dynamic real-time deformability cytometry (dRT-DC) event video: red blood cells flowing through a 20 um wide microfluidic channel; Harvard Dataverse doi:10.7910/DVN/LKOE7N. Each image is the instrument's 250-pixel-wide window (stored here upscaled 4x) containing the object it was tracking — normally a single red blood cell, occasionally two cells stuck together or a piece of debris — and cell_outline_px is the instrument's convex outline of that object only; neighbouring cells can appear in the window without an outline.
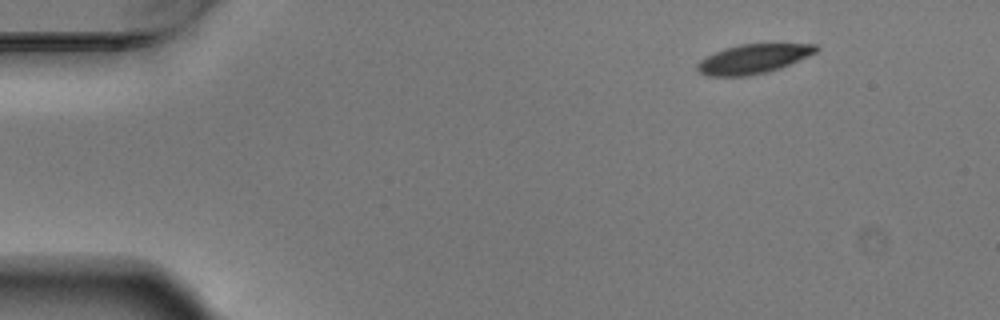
{"species": "Egyptian fruit bat (a non-hibernating species)", "species_latin": "Rousettus aegyptiacus", "temperature_condition": "warm", "stored_images_in_passage": 4, "camera_frame_rate_fps": 3000, "um_per_image_px": 0.085, "animal": {"sex": "male"}, "frame": {"image": 1, "passage_image": 1, "time_ms": 0.0, "image_size_px": [1000, 320], "cell_outline_px": [[820, 48], [816, 52], [808, 56], [780, 68], [768, 72], [748, 76], [708, 76], [700, 72], [696, 68], [696, 64], [700, 60], [724, 48], [740, 44], [816, 44]], "centroid_in_image_um": [64.03, 5.01], "position_along_channel_um": 21.0, "area_um2": 20.17}}
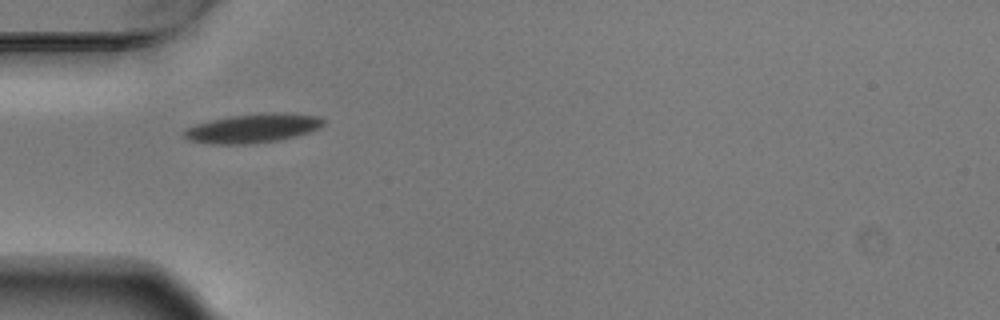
{"frame": {"image": 2, "passage_image": 4, "time_ms": 1.0, "image_size_px": [1000, 320], "cell_outline_px": [[324, 124], [320, 128], [308, 132], [280, 140], [252, 144], [212, 144], [188, 140], [184, 136], [184, 128], [196, 124], [212, 120], [232, 116], [260, 112], [288, 112], [320, 116], [324, 120]], "centroid_in_image_um": [21.52, 10.89], "position_along_channel_um": 63.5, "area_um2": 23.81}}